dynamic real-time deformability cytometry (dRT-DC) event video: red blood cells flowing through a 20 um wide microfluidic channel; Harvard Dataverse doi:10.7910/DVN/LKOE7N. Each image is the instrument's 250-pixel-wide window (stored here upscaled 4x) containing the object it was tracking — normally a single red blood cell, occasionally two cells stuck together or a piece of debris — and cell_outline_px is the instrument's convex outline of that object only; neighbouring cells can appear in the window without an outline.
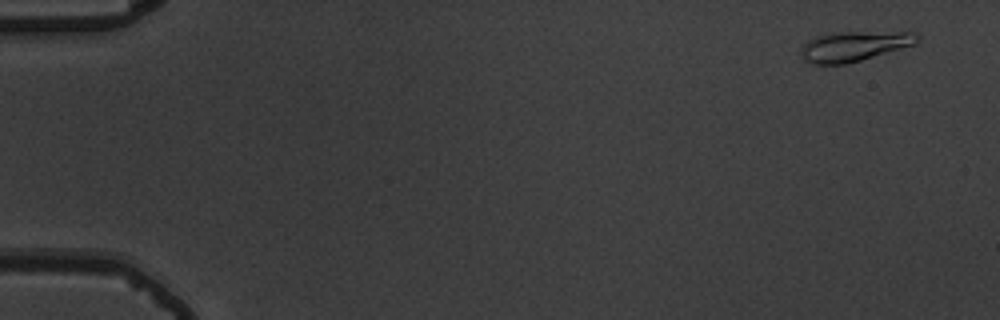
{"species": "common noctule bat (a hibernating species)", "species_latin": "Nyctalus noctula", "temperature_condition": "warm", "stored_images_in_passage": 56, "camera_frame_rate_fps": 3000, "um_per_image_px": 0.085, "animal": {"sex": "male", "body_mass_g": 19.5, "forearm_length_mm": 54.6}, "frame": {"image": 1, "passage_image": 3, "time_ms": 0.667, "image_size_px": [1000, 320], "cell_outline_px": [[920, 40], [912, 44], [860, 60], [844, 64], [812, 64], [804, 60], [804, 44], [808, 40], [816, 36], [836, 32], [912, 32], [920, 36]], "centroid_in_image_um": [72.59, 3.91], "position_along_channel_um": 12.4, "area_um2": 19.65}}
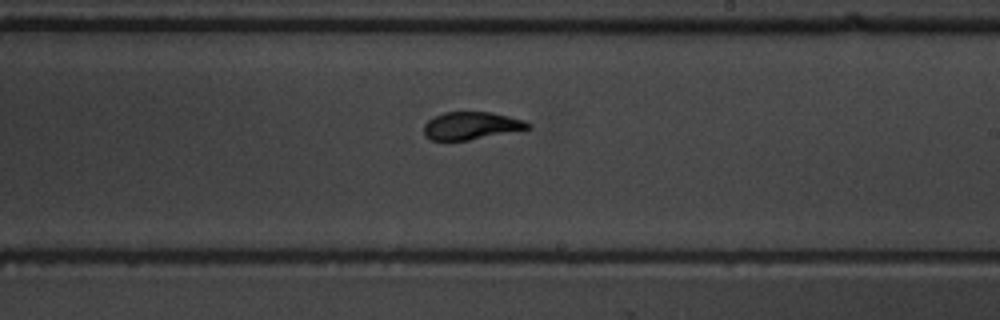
{"frame": {"image": 2, "passage_image": 34, "time_ms": 11.0, "image_size_px": [1000, 320], "cell_outline_px": [[532, 128], [468, 140], [432, 140], [424, 136], [424, 124], [432, 116], [444, 112], [492, 112], [524, 120], [532, 124]], "centroid_in_image_um": [40.05, 10.68], "position_along_channel_um": 249.0, "area_um2": 16.82}}
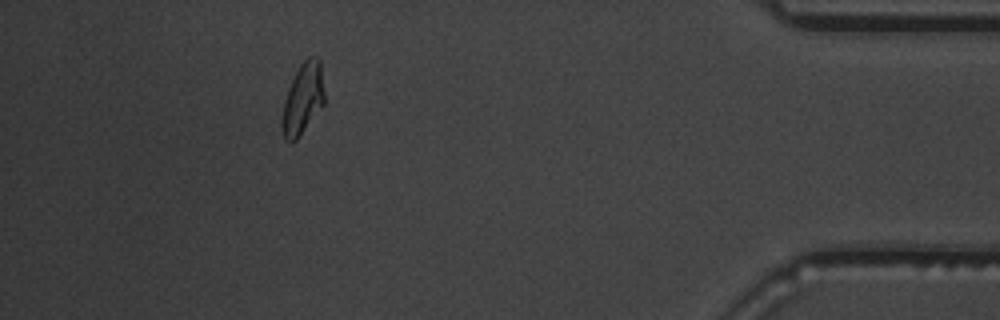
{"frame": {"image": 3, "passage_image": 51, "time_ms": 16.667, "image_size_px": [1000, 320], "cell_outline_px": [[324, 104], [296, 140], [284, 140], [280, 124], [284, 100], [288, 88], [300, 64], [308, 56], [316, 56], [320, 60], [324, 92]], "centroid_in_image_um": [25.73, 8.39], "position_along_channel_um": 409.5, "area_um2": 17.51}, "authors_computed_cell_mechanics": {"area_um2": 17.4556, "velocity_mm_per_s": 3.6694, "shape_relaxation_time_tau1_ms": 5.3602, "shape_relaxation_time_tau2_ms": 1.3116, "deformation_change_tau1": 0.1865, "deformation_change_tau2": 0.0694}}